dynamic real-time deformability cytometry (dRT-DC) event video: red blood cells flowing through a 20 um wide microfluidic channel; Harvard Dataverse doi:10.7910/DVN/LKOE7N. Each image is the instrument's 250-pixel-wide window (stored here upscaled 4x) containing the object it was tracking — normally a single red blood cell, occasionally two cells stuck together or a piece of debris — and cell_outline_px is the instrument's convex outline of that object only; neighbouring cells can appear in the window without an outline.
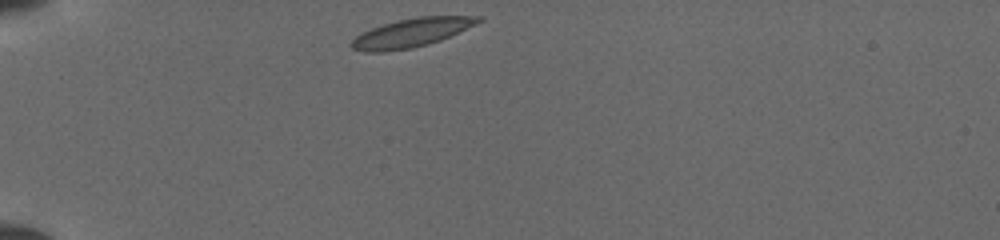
{"species": "common noctule bat (a hibernating species)", "species_latin": "Nyctalus noctula", "temperature_condition": "cold", "stored_images_in_passage": 5, "camera_frame_rate_fps": 3000, "um_per_image_px": 0.085, "animal": {"sex": "female", "body_mass_g": 19.5, "forearm_length_mm": 54.1}, "frame": {"image": 1, "passage_image": 1, "time_ms": 0.0, "image_size_px": [1000, 240], "cell_outline_px": [[484, 20], [476, 24], [440, 40], [412, 48], [380, 52], [364, 52], [352, 48], [352, 40], [356, 36], [372, 28], [396, 20], [416, 16], [484, 16]], "centroid_in_image_um": [35.0, 2.77], "position_along_channel_um": 50.0, "area_um2": 20.98}}
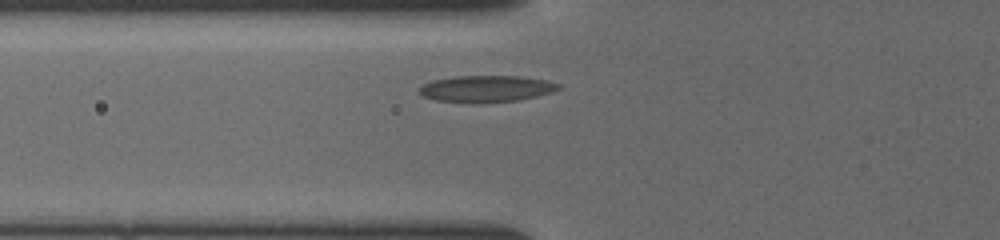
{"frame": {"image": 2, "passage_image": 4, "time_ms": 1.667, "image_size_px": [1000, 240], "cell_outline_px": [[560, 88], [552, 92], [536, 96], [516, 100], [484, 104], [476, 104], [436, 100], [424, 96], [420, 92], [420, 88], [424, 84], [432, 80], [456, 76], [520, 76], [544, 80], [560, 84]], "centroid_in_image_um": [41.33, 7.56], "position_along_channel_um": 84.5, "area_um2": 21.62}}